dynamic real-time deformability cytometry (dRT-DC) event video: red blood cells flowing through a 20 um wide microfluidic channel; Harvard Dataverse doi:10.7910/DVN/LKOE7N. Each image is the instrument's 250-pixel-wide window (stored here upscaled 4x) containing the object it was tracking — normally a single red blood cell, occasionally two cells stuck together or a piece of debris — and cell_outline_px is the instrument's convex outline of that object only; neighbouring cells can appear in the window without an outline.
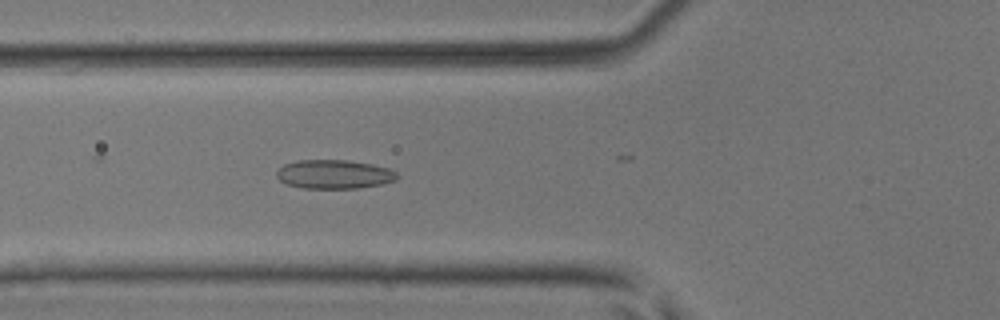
{"species": "common noctule bat (a hibernating species)", "species_latin": "Nyctalus noctula", "temperature_condition": "room temperature", "stored_images_in_passage": 14, "camera_frame_rate_fps": 3000, "um_per_image_px": 0.085, "animal": {"sex": "male", "body_mass_g": 17.9, "forearm_length_mm": 54.2}, "frame": {"image": 1, "passage_image": 8, "time_ms": 2.333, "image_size_px": [1000, 320], "cell_outline_px": [[396, 180], [380, 184], [356, 188], [304, 188], [288, 184], [280, 180], [276, 176], [276, 172], [284, 164], [296, 160], [348, 160], [372, 164], [388, 168], [396, 172]], "centroid_in_image_um": [28.38, 14.8], "position_along_channel_um": 97.4, "area_um2": 20.11}}
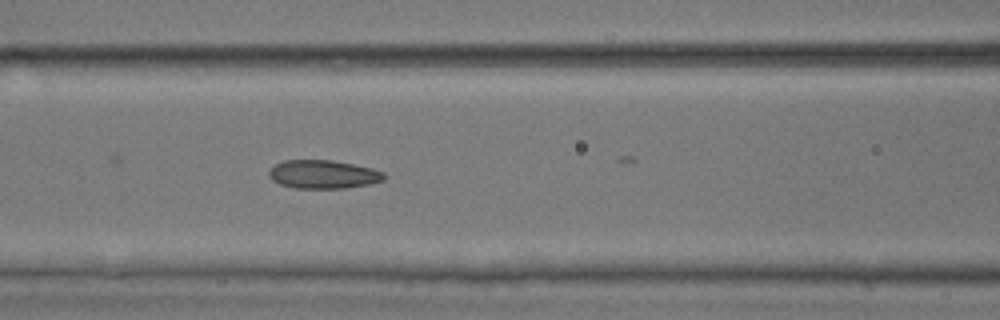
{"frame": {"image": 2, "passage_image": 11, "time_ms": 3.333, "image_size_px": [1000, 320], "cell_outline_px": [[384, 180], [368, 184], [344, 188], [296, 188], [280, 184], [272, 180], [268, 176], [268, 172], [276, 164], [284, 160], [332, 160], [372, 168], [384, 172]], "centroid_in_image_um": [27.46, 14.81], "position_along_channel_um": 139.1, "area_um2": 18.96}}